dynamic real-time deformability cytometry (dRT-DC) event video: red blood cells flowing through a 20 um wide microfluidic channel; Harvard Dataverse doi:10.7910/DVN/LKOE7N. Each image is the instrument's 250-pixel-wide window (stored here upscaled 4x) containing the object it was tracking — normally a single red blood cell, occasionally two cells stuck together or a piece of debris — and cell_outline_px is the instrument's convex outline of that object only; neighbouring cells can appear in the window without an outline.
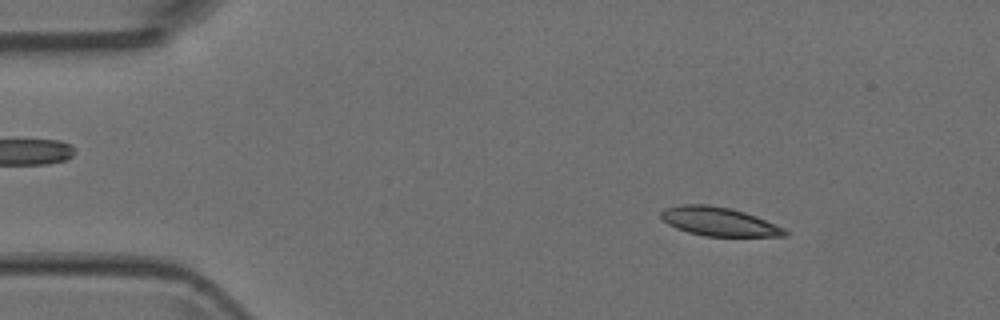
{"species": "Egyptian fruit bat (a non-hibernating species)", "species_latin": "Rousettus aegyptiacus", "temperature_condition": "room temperature", "stored_images_in_passage": 4, "camera_frame_rate_fps": 3000, "um_per_image_px": 0.085, "animal": {"sex": "female"}, "frame": {"image": 1, "passage_image": 2, "time_ms": 0.333, "image_size_px": [1000, 320], "cell_outline_px": [[788, 236], [704, 236], [688, 232], [676, 228], [668, 224], [660, 216], [660, 212], [664, 208], [680, 204], [708, 204], [728, 208], [744, 212], [756, 216], [776, 224], [784, 228], [788, 232]], "centroid_in_image_um": [61.09, 18.83], "position_along_channel_um": 23.9, "area_um2": 20.75}}